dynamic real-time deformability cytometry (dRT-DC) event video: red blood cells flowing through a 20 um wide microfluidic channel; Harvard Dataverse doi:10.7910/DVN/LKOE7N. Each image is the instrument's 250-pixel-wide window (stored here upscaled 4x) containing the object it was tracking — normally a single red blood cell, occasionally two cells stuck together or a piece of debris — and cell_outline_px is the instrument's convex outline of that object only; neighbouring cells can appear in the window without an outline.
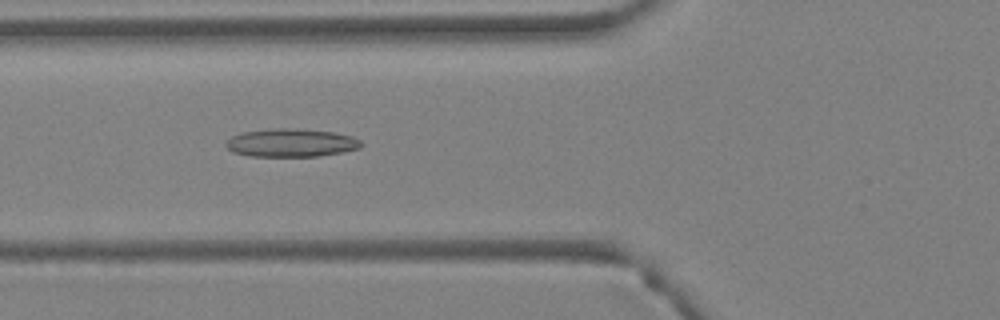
{"species": "Egyptian fruit bat (a non-hibernating species)", "species_latin": "Rousettus aegyptiacus", "temperature_condition": "warm", "stored_images_in_passage": 32, "camera_frame_rate_fps": 3000, "um_per_image_px": 0.085, "animal": {"sex": "female"}, "frame": {"image": 1, "passage_image": 6, "time_ms": 1.667, "image_size_px": [1000, 320], "cell_outline_px": [[360, 148], [320, 156], [252, 156], [232, 152], [224, 144], [232, 136], [244, 132], [276, 128], [296, 128], [332, 132], [352, 136], [360, 140]], "centroid_in_image_um": [24.73, 12.14], "position_along_channel_um": 101.1, "area_um2": 21.96}}
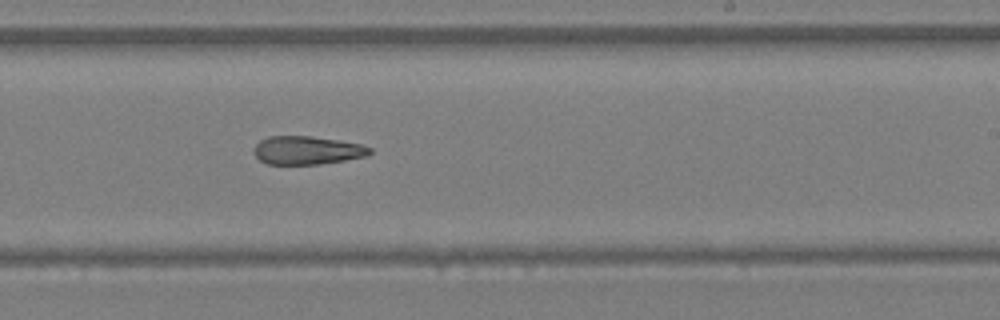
{"frame": {"image": 2, "passage_image": 16, "time_ms": 5.0, "image_size_px": [1000, 320], "cell_outline_px": [[372, 152], [368, 156], [320, 164], [268, 164], [260, 160], [252, 152], [252, 148], [260, 140], [268, 136], [312, 136], [340, 140], [364, 144], [372, 148]], "centroid_in_image_um": [26.12, 12.76], "position_along_channel_um": 262.9, "area_um2": 19.42}}
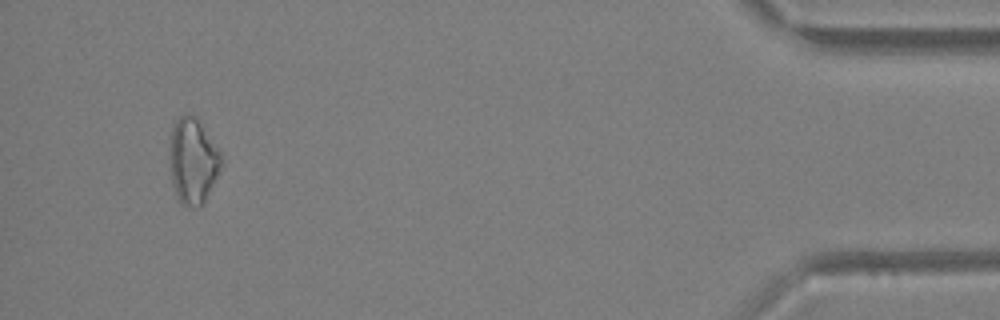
{"frame": {"image": 3, "passage_image": 30, "time_ms": 9.667, "image_size_px": [1000, 320], "cell_outline_px": [[220, 164], [216, 176], [204, 200], [196, 208], [180, 204], [176, 196], [172, 184], [168, 164], [168, 148], [172, 124], [180, 116], [192, 116], [200, 124], [220, 152]], "centroid_in_image_um": [16.3, 13.7], "position_along_channel_um": 418.9, "area_um2": 25.32}, "authors_computed_cell_mechanics": {"area_um2": 20.7213, "velocity_mm_per_s": 4.8739, "shape_relaxation_time_tau1_ms": null, "shape_relaxation_time_tau2_ms": 3.0473, "deformation_change_tau1": null, "deformation_change_tau2": 0.1341}}